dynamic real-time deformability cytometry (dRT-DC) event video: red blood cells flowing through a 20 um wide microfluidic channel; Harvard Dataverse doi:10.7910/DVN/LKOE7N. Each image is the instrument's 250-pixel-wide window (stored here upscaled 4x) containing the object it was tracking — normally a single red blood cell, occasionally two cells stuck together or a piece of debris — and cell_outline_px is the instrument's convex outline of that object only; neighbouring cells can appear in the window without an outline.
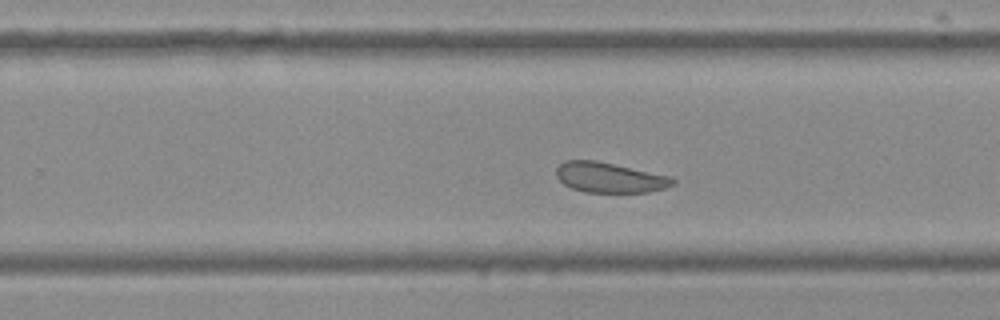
{"species": "Egyptian fruit bat (a non-hibernating species)", "species_latin": "Rousettus aegyptiacus", "temperature_condition": "cold", "stored_images_in_passage": 27, "camera_frame_rate_fps": 3000, "um_per_image_px": 0.085, "frame": {"image": 1, "passage_image": 20, "time_ms": 6.333, "image_size_px": [1000, 320], "cell_outline_px": [[676, 184], [664, 188], [648, 192], [584, 192], [572, 188], [564, 184], [556, 176], [556, 168], [564, 160], [596, 160], [672, 176], [676, 180]], "centroid_in_image_um": [51.84, 15.08], "position_along_channel_um": 278.0, "area_um2": 20.63}}